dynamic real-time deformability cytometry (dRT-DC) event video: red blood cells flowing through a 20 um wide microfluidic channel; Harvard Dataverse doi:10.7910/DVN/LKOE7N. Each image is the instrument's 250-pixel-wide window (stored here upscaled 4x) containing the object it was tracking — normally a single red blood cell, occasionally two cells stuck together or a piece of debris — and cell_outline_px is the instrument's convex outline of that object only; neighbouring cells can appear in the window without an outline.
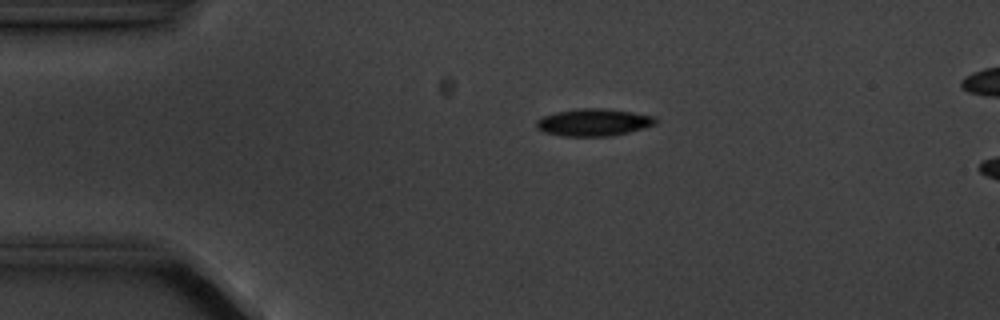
{"species": "common noctule bat (a hibernating species)", "species_latin": "Nyctalus noctula", "temperature_condition": "cold", "stored_images_in_passage": 4, "camera_frame_rate_fps": 3000, "um_per_image_px": 0.085, "animal": {"sex": "male", "body_mass_g": 20.1, "forearm_length_mm": 53.5}, "frame": {"image": 1, "passage_image": 2, "time_ms": 1.0, "image_size_px": [1000, 320], "cell_outline_px": [[656, 124], [628, 132], [608, 136], [564, 136], [544, 132], [536, 128], [536, 120], [544, 116], [556, 112], [580, 108], [604, 108], [632, 112], [656, 116]], "centroid_in_image_um": [50.45, 10.39], "position_along_channel_um": 34.6, "area_um2": 18.84}}